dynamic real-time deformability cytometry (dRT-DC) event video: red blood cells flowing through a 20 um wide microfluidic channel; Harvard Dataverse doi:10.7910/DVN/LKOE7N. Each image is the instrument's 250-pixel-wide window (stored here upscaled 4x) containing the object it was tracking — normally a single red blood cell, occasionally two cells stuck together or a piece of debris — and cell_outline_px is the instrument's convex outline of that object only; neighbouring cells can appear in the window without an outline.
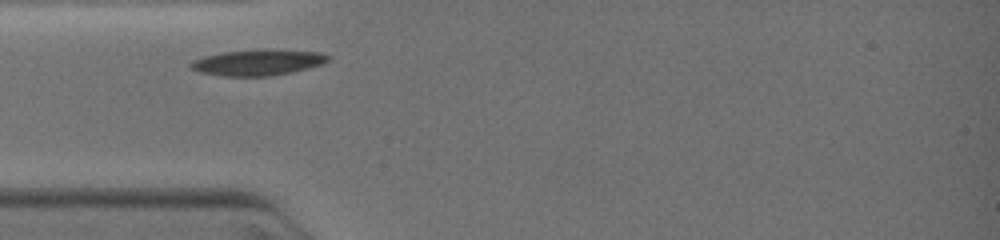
{"species": "common noctule bat (a hibernating species)", "species_latin": "Nyctalus noctula", "temperature_condition": "warm", "stored_images_in_passage": 2, "camera_frame_rate_fps": 3000, "um_per_image_px": 0.085, "animal": {"sex": "female", "body_mass_g": 19.0, "forearm_length_mm": 51.5}, "frame": {"image": 1, "passage_image": 1, "time_ms": 0.0, "image_size_px": [1000, 240], "cell_outline_px": [[332, 60], [324, 64], [292, 72], [272, 76], [224, 76], [200, 72], [192, 68], [188, 64], [192, 60], [204, 56], [224, 52], [264, 48], [320, 52], [332, 56]], "centroid_in_image_um": [21.99, 5.29], "position_along_channel_um": 63.0, "area_um2": 21.15}}
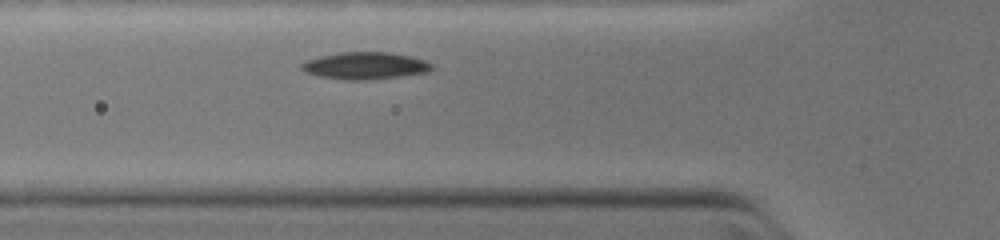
{"frame": {"image": 2, "passage_image": 2, "time_ms": 0.667, "image_size_px": [1000, 240], "cell_outline_px": [[432, 68], [428, 72], [372, 80], [344, 80], [320, 76], [308, 72], [300, 68], [300, 64], [308, 60], [320, 56], [340, 52], [388, 52], [412, 56], [424, 60], [432, 64]], "centroid_in_image_um": [31.05, 5.58], "position_along_channel_um": 94.7, "area_um2": 20.52}}